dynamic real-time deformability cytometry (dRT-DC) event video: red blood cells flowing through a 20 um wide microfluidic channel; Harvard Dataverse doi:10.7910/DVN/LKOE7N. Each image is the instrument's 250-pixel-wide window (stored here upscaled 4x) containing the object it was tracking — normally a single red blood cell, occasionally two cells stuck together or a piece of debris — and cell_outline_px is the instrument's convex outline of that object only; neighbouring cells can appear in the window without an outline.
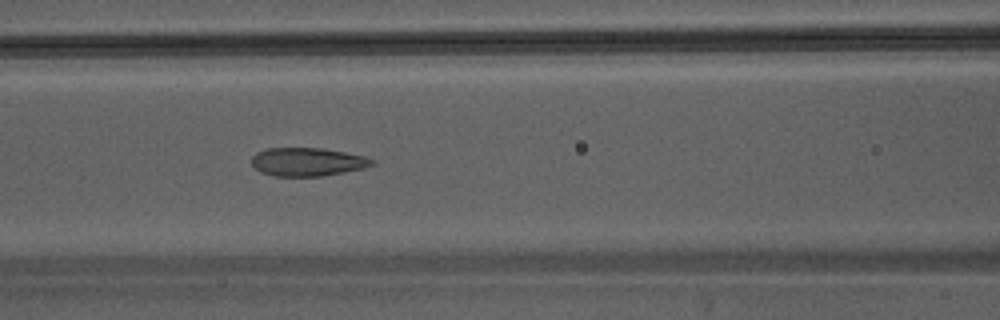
{"species": "Egyptian fruit bat (a non-hibernating species)", "species_latin": "Rousettus aegyptiacus", "temperature_condition": "warm", "stored_images_in_passage": 47, "camera_frame_rate_fps": 3000, "um_per_image_px": 0.085, "animal": {"sex": "male"}, "frame": {"image": 1, "passage_image": 21, "time_ms": 6.667, "image_size_px": [1000, 320], "cell_outline_px": [[376, 164], [364, 168], [344, 172], [320, 176], [272, 176], [260, 172], [252, 164], [252, 156], [256, 152], [268, 148], [324, 148], [364, 156], [372, 160]], "centroid_in_image_um": [26.11, 13.76], "position_along_channel_um": 140.5, "area_um2": 19.88}}
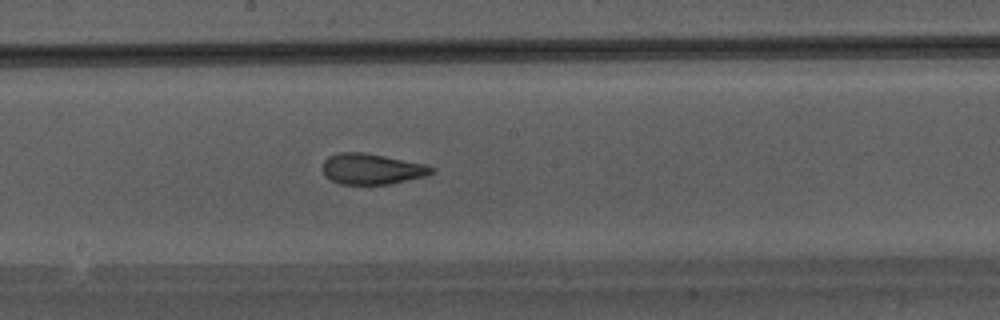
{"frame": {"image": 2, "passage_image": 26, "time_ms": 8.333, "image_size_px": [1000, 320], "cell_outline_px": [[436, 172], [428, 176], [388, 184], [340, 184], [324, 176], [324, 160], [328, 156], [336, 152], [364, 152], [424, 164], [436, 168]], "centroid_in_image_um": [31.63, 14.36], "position_along_channel_um": 216.6, "area_um2": 19.59}}
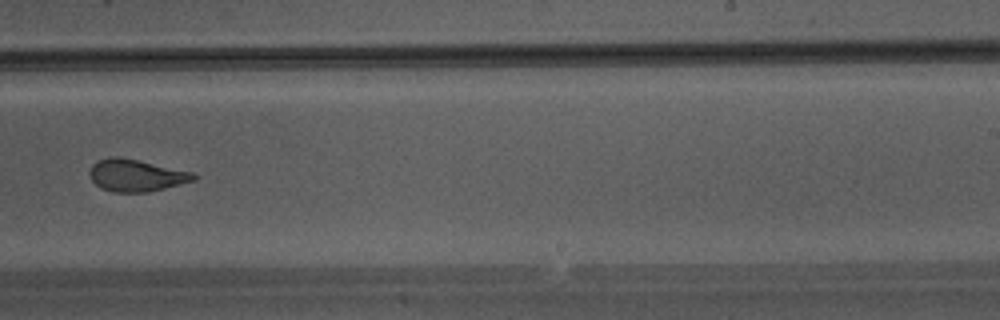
{"frame": {"image": 3, "passage_image": 30, "time_ms": 9.667, "image_size_px": [1000, 320], "cell_outline_px": [[200, 176], [196, 180], [148, 192], [112, 192], [100, 188], [92, 180], [88, 172], [92, 164], [96, 160], [112, 156], [120, 156], [192, 172]], "centroid_in_image_um": [11.55, 14.9], "position_along_channel_um": 277.5, "area_um2": 19.59}}